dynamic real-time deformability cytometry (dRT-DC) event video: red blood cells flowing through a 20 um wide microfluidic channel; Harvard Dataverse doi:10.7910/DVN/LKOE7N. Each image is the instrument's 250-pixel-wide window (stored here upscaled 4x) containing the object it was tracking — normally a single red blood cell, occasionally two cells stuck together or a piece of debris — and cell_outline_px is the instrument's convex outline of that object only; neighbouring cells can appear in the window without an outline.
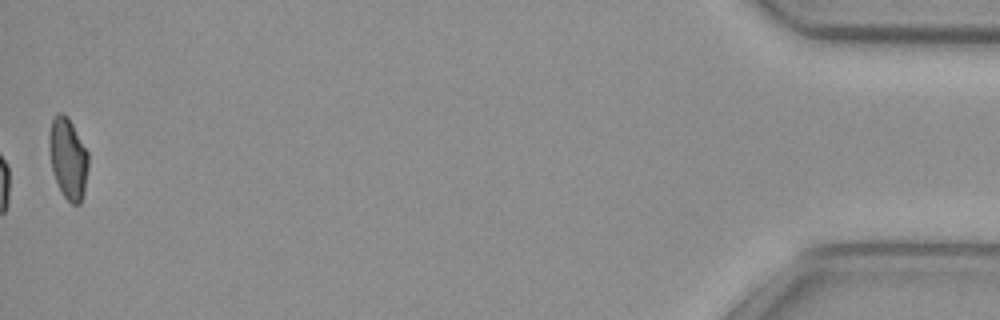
{"species": "common noctule bat (a hibernating species)", "species_latin": "Nyctalus noctula", "temperature_condition": "cold", "stored_images_in_passage": 41, "camera_frame_rate_fps": 3000, "um_per_image_px": 0.085, "animal": {"sex": "female", "body_mass_g": 29.2, "forearm_length_mm": 56.3}, "frame": {"image": 1, "passage_image": 41, "time_ms": 13.333, "image_size_px": [1000, 320], "cell_outline_px": [[88, 168], [84, 192], [80, 204], [72, 204], [64, 196], [56, 180], [52, 168], [48, 140], [48, 136], [52, 116], [56, 112], [60, 112], [68, 116], [88, 152]], "centroid_in_image_um": [5.78, 13.41], "position_along_channel_um": 429.4, "area_um2": 18.5}, "authors_computed_cell_mechanics": {"area_um2": 19.1318, "velocity_mm_per_s": 3.7547, "shape_relaxation_time_tau1_ms": null, "shape_relaxation_time_tau2_ms": 4.1501, "deformation_change_tau1": null, "deformation_change_tau2": 0.072}}